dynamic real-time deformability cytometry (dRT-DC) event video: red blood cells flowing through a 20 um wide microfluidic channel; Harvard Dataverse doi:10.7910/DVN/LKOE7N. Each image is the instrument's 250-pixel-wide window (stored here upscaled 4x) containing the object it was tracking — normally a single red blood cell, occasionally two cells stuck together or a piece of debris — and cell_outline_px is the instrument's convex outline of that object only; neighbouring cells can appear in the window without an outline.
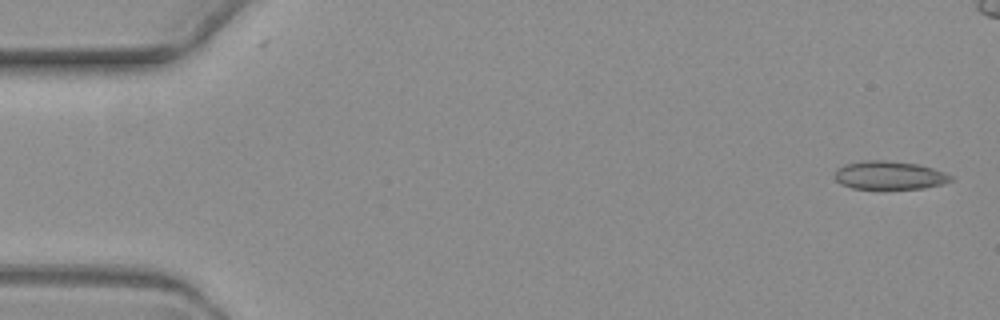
{"species": "common noctule bat (a hibernating species)", "species_latin": "Nyctalus noctula", "temperature_condition": "warm", "stored_images_in_passage": 6, "camera_frame_rate_fps": 3000, "um_per_image_px": 0.085, "animal": {"sex": "female", "body_mass_g": 19.3, "forearm_length_mm": 54.1}, "frame": {"image": 1, "passage_image": 1, "time_ms": 0.0, "image_size_px": [1000, 320], "cell_outline_px": [[952, 180], [940, 184], [924, 188], [852, 188], [840, 184], [832, 176], [836, 168], [844, 164], [864, 160], [884, 160], [916, 164], [932, 168], [944, 172], [952, 176]], "centroid_in_image_um": [75.52, 14.89], "position_along_channel_um": 9.5, "area_um2": 19.07}}